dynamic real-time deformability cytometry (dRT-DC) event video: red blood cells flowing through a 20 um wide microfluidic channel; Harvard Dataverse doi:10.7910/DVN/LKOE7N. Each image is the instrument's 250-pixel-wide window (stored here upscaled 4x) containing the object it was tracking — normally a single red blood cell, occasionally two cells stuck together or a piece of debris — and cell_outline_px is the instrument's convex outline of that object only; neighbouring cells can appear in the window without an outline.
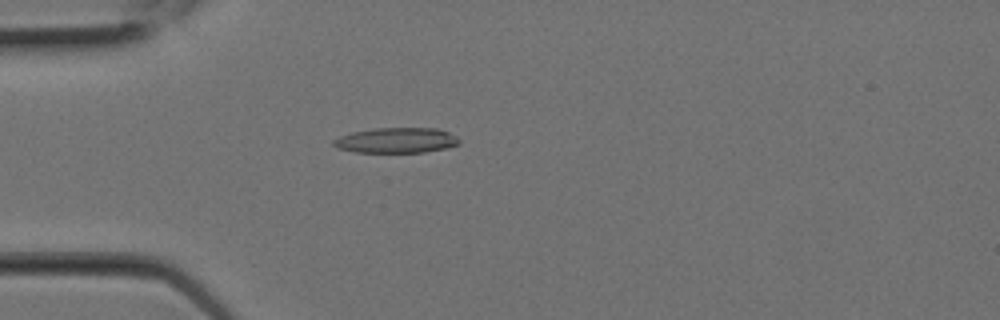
{"species": "Egyptian fruit bat (a non-hibernating species)", "species_latin": "Rousettus aegyptiacus", "temperature_condition": "room temperature", "stored_images_in_passage": 7, "camera_frame_rate_fps": 3000, "um_per_image_px": 0.085, "animal": {"sex": "female"}, "frame": {"image": 1, "passage_image": 4, "time_ms": 1.0, "image_size_px": [1000, 320], "cell_outline_px": [[460, 144], [448, 148], [424, 152], [356, 152], [336, 148], [332, 144], [332, 140], [340, 136], [352, 132], [376, 128], [436, 128], [448, 132], [456, 136], [460, 140]], "centroid_in_image_um": [33.7, 11.93], "position_along_channel_um": 51.3, "area_um2": 18.61}}
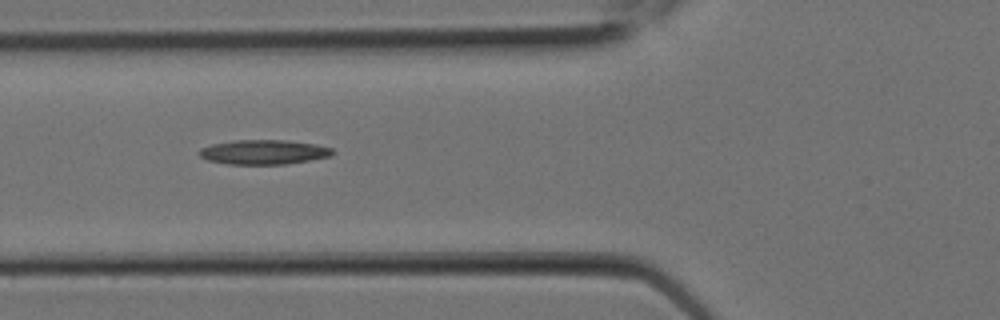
{"frame": {"image": 2, "passage_image": 6, "time_ms": 1.667, "image_size_px": [1000, 320], "cell_outline_px": [[332, 152], [328, 156], [308, 160], [284, 164], [228, 164], [208, 160], [200, 156], [196, 152], [200, 148], [212, 144], [232, 140], [288, 140], [316, 144], [332, 148]], "centroid_in_image_um": [22.34, 12.91], "position_along_channel_um": 103.5, "area_um2": 18.96}}
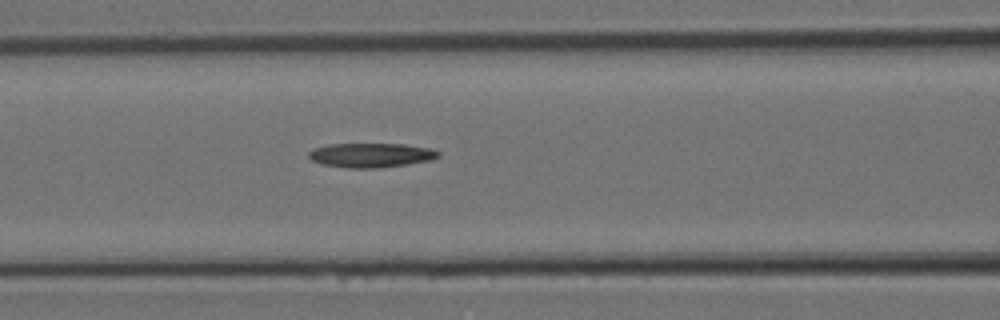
{"frame": {"image": 3, "passage_image": 7, "time_ms": 2.0, "image_size_px": [1000, 320], "cell_outline_px": [[440, 156], [432, 160], [408, 164], [376, 168], [348, 168], [320, 164], [312, 160], [308, 156], [308, 152], [312, 148], [328, 144], [404, 144], [428, 148], [440, 152]], "centroid_in_image_um": [31.5, 13.19], "position_along_channel_um": 135.1, "area_um2": 18.5}}